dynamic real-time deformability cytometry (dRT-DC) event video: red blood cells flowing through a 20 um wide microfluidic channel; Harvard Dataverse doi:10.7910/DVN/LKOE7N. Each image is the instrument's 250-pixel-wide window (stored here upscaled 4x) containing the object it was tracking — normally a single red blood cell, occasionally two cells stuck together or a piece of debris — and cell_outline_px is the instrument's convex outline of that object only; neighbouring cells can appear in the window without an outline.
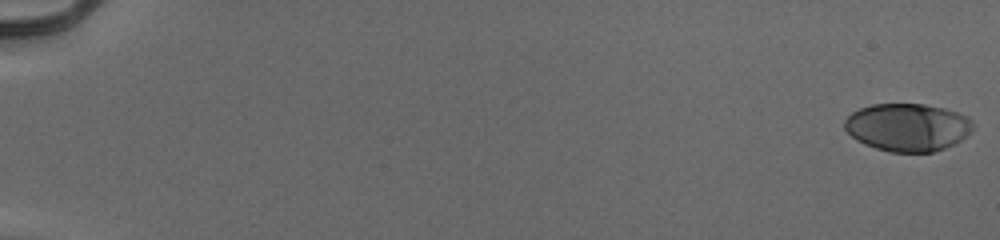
{"species": "human", "species_latin": "Homo sapiens", "temperature_condition": "cold", "stored_images_in_passage": 55, "camera_frame_rate_fps": 3000, "um_per_image_px": 0.085, "donor": {"sex": "male"}, "frame": {"image": 1, "passage_image": 1, "time_ms": 0.0, "image_size_px": [1000, 240], "cell_outline_px": [[976, 124], [972, 132], [960, 140], [944, 148], [932, 152], [892, 152], [876, 148], [864, 144], [856, 140], [844, 128], [844, 120], [852, 112], [860, 108], [872, 104], [924, 104], [944, 108], [968, 116]], "centroid_in_image_um": [77.16, 10.81], "position_along_channel_um": 7.8, "area_um2": 35.89}}
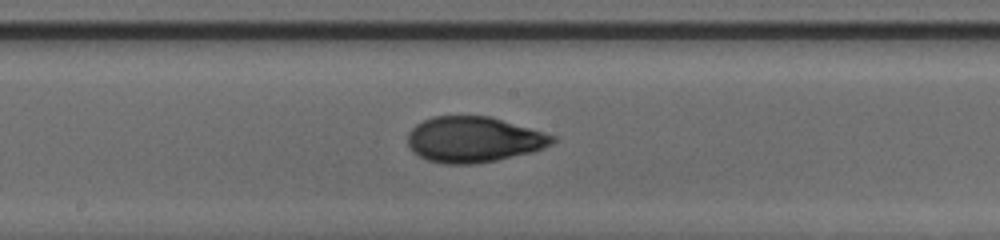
{"frame": {"image": 2, "passage_image": 32, "time_ms": 10.333, "image_size_px": [1000, 240], "cell_outline_px": [[556, 140], [552, 144], [544, 148], [532, 152], [496, 160], [476, 164], [444, 164], [428, 160], [412, 152], [408, 144], [408, 132], [416, 124], [432, 116], [488, 116], [556, 136]], "centroid_in_image_um": [40.24, 11.87], "position_along_channel_um": 208.0, "area_um2": 38.38}}
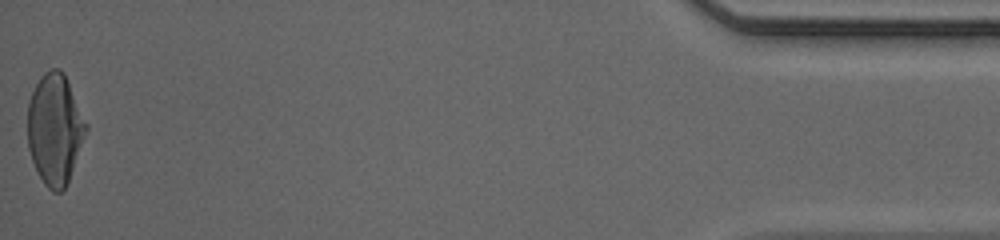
{"frame": {"image": 3, "passage_image": 55, "time_ms": 18.0, "image_size_px": [1000, 240], "cell_outline_px": [[88, 128], [68, 180], [64, 188], [60, 192], [52, 192], [44, 184], [32, 160], [28, 148], [28, 104], [32, 92], [40, 76], [44, 72], [52, 68], [60, 68], [64, 72], [88, 124]], "centroid_in_image_um": [4.67, 10.94], "position_along_channel_um": 430.5, "area_um2": 37.57}, "authors_computed_cell_mechanics": {"area_um2": 37.1076, "velocity_mm_per_s": 3.98, "shape_relaxation_time_tau1_ms": 5.8979, "shape_relaxation_time_tau2_ms": 1.1047, "deformation_change_tau1": 0.219, "deformation_change_tau2": 0.0603}}